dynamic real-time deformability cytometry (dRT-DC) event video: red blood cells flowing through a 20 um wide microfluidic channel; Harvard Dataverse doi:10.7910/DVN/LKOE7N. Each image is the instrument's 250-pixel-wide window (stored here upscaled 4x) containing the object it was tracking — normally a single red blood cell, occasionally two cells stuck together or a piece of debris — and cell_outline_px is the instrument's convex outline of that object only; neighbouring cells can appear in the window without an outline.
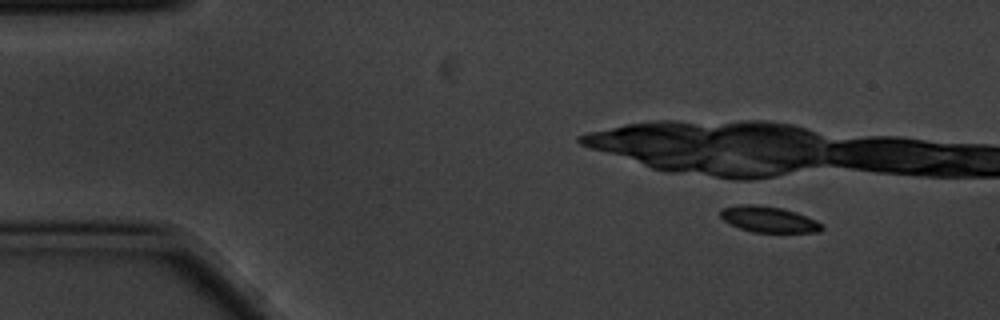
{"species": "common noctule bat (a hibernating species)", "species_latin": "Nyctalus noctula", "temperature_condition": "cold", "stored_images_in_passage": 1, "camera_frame_rate_fps": 3000, "um_per_image_px": 0.085, "animal": {"sex": "male", "body_mass_g": 20.1, "forearm_length_mm": 53.5}, "frame": {"image": 1, "passage_image": 1, "time_ms": 0.0, "image_size_px": [1000, 320], "cell_outline_px": [[824, 228], [820, 232], [752, 232], [740, 228], [724, 220], [720, 216], [720, 208], [740, 204], [756, 204], [780, 208], [796, 212], [816, 220], [824, 224]], "centroid_in_image_um": [65.35, 18.64], "position_along_channel_um": 19.7, "area_um2": 15.37}}